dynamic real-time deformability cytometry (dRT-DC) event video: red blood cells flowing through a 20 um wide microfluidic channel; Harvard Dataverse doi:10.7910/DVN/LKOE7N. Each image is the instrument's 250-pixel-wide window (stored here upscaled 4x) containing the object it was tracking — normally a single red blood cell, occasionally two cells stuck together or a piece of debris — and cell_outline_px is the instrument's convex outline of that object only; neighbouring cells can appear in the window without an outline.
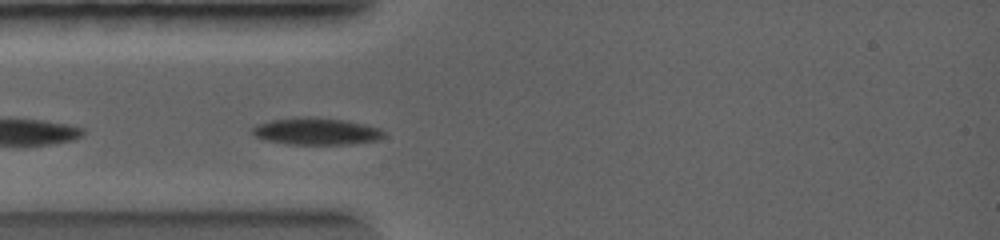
{"species": "common noctule bat (a hibernating species)", "species_latin": "Nyctalus noctula", "temperature_condition": "warm", "stored_images_in_passage": 3, "camera_frame_rate_fps": 5000, "um_per_image_px": 0.085, "animal": {"sex": "female", "body_mass_g": 19.0, "forearm_length_mm": 56.7}, "frame": {"image": 1, "passage_image": 2, "time_ms": 0.6, "image_size_px": [1000, 240], "cell_outline_px": [[384, 136], [376, 140], [344, 144], [288, 144], [268, 140], [256, 136], [252, 132], [252, 128], [256, 124], [272, 120], [296, 116], [316, 116], [344, 120], [364, 124], [380, 128], [384, 132]], "centroid_in_image_um": [26.86, 11.14], "position_along_channel_um": 58.1, "area_um2": 20.63}}